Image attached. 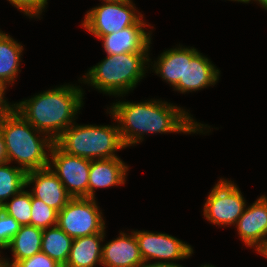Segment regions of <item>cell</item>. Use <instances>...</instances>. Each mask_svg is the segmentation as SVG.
Here are the masks:
<instances>
[{
  "label": "cell",
  "mask_w": 267,
  "mask_h": 267,
  "mask_svg": "<svg viewBox=\"0 0 267 267\" xmlns=\"http://www.w3.org/2000/svg\"><path fill=\"white\" fill-rule=\"evenodd\" d=\"M107 110L117 120L126 148L141 143L147 134L205 135L211 132L210 125L197 122L190 111L162 99H149L143 102L116 99Z\"/></svg>",
  "instance_id": "6da1fadb"
},
{
  "label": "cell",
  "mask_w": 267,
  "mask_h": 267,
  "mask_svg": "<svg viewBox=\"0 0 267 267\" xmlns=\"http://www.w3.org/2000/svg\"><path fill=\"white\" fill-rule=\"evenodd\" d=\"M85 91L76 84H64L15 102L14 109L35 129L55 141L78 118Z\"/></svg>",
  "instance_id": "7a4b0ae2"
},
{
  "label": "cell",
  "mask_w": 267,
  "mask_h": 267,
  "mask_svg": "<svg viewBox=\"0 0 267 267\" xmlns=\"http://www.w3.org/2000/svg\"><path fill=\"white\" fill-rule=\"evenodd\" d=\"M150 53L112 54L98 62L80 77V83L100 93L123 99L146 77Z\"/></svg>",
  "instance_id": "3957f363"
},
{
  "label": "cell",
  "mask_w": 267,
  "mask_h": 267,
  "mask_svg": "<svg viewBox=\"0 0 267 267\" xmlns=\"http://www.w3.org/2000/svg\"><path fill=\"white\" fill-rule=\"evenodd\" d=\"M8 162L18 164L25 172L49 167L54 141L35 129L13 109L0 120Z\"/></svg>",
  "instance_id": "277c9868"
},
{
  "label": "cell",
  "mask_w": 267,
  "mask_h": 267,
  "mask_svg": "<svg viewBox=\"0 0 267 267\" xmlns=\"http://www.w3.org/2000/svg\"><path fill=\"white\" fill-rule=\"evenodd\" d=\"M106 113H109L115 123L89 125L78 124L75 121L54 143L67 154L88 160L119 157L117 151L126 147L121 139L117 120L108 110Z\"/></svg>",
  "instance_id": "5b68a950"
},
{
  "label": "cell",
  "mask_w": 267,
  "mask_h": 267,
  "mask_svg": "<svg viewBox=\"0 0 267 267\" xmlns=\"http://www.w3.org/2000/svg\"><path fill=\"white\" fill-rule=\"evenodd\" d=\"M101 3L89 9L80 24L97 39L134 25L144 15L133 0Z\"/></svg>",
  "instance_id": "8992f818"
},
{
  "label": "cell",
  "mask_w": 267,
  "mask_h": 267,
  "mask_svg": "<svg viewBox=\"0 0 267 267\" xmlns=\"http://www.w3.org/2000/svg\"><path fill=\"white\" fill-rule=\"evenodd\" d=\"M247 201L234 181L220 178L203 204L204 218L220 227L235 225L243 214Z\"/></svg>",
  "instance_id": "52a82bcc"
},
{
  "label": "cell",
  "mask_w": 267,
  "mask_h": 267,
  "mask_svg": "<svg viewBox=\"0 0 267 267\" xmlns=\"http://www.w3.org/2000/svg\"><path fill=\"white\" fill-rule=\"evenodd\" d=\"M100 209L96 198H72L58 212L57 225L72 239L101 233L106 221Z\"/></svg>",
  "instance_id": "ba28073f"
},
{
  "label": "cell",
  "mask_w": 267,
  "mask_h": 267,
  "mask_svg": "<svg viewBox=\"0 0 267 267\" xmlns=\"http://www.w3.org/2000/svg\"><path fill=\"white\" fill-rule=\"evenodd\" d=\"M132 231L138 241L144 263H151L153 259L157 263H176L194 254L190 244L167 233L138 229Z\"/></svg>",
  "instance_id": "9c48e42d"
},
{
  "label": "cell",
  "mask_w": 267,
  "mask_h": 267,
  "mask_svg": "<svg viewBox=\"0 0 267 267\" xmlns=\"http://www.w3.org/2000/svg\"><path fill=\"white\" fill-rule=\"evenodd\" d=\"M91 160L67 154L55 143L50 151L49 168L57 175L72 198H88Z\"/></svg>",
  "instance_id": "30bf717a"
},
{
  "label": "cell",
  "mask_w": 267,
  "mask_h": 267,
  "mask_svg": "<svg viewBox=\"0 0 267 267\" xmlns=\"http://www.w3.org/2000/svg\"><path fill=\"white\" fill-rule=\"evenodd\" d=\"M221 71L195 47H185L184 81H179L173 90L186 94L212 87L218 83Z\"/></svg>",
  "instance_id": "8fae6325"
},
{
  "label": "cell",
  "mask_w": 267,
  "mask_h": 267,
  "mask_svg": "<svg viewBox=\"0 0 267 267\" xmlns=\"http://www.w3.org/2000/svg\"><path fill=\"white\" fill-rule=\"evenodd\" d=\"M142 16L134 25L125 29L104 35L98 39L102 41L107 55L123 53H150L152 42V26ZM148 23V24H147ZM149 27L151 30L147 31Z\"/></svg>",
  "instance_id": "7c38bea8"
},
{
  "label": "cell",
  "mask_w": 267,
  "mask_h": 267,
  "mask_svg": "<svg viewBox=\"0 0 267 267\" xmlns=\"http://www.w3.org/2000/svg\"><path fill=\"white\" fill-rule=\"evenodd\" d=\"M234 226L242 243L257 252L267 241V196L261 195L246 205Z\"/></svg>",
  "instance_id": "4fadbf2b"
},
{
  "label": "cell",
  "mask_w": 267,
  "mask_h": 267,
  "mask_svg": "<svg viewBox=\"0 0 267 267\" xmlns=\"http://www.w3.org/2000/svg\"><path fill=\"white\" fill-rule=\"evenodd\" d=\"M33 185V187L31 186ZM31 194L59 212L71 199L63 183L49 168L26 172V187Z\"/></svg>",
  "instance_id": "5bb4252c"
},
{
  "label": "cell",
  "mask_w": 267,
  "mask_h": 267,
  "mask_svg": "<svg viewBox=\"0 0 267 267\" xmlns=\"http://www.w3.org/2000/svg\"><path fill=\"white\" fill-rule=\"evenodd\" d=\"M119 232V236L102 245V267H141L144 264L133 231Z\"/></svg>",
  "instance_id": "9a60e30c"
},
{
  "label": "cell",
  "mask_w": 267,
  "mask_h": 267,
  "mask_svg": "<svg viewBox=\"0 0 267 267\" xmlns=\"http://www.w3.org/2000/svg\"><path fill=\"white\" fill-rule=\"evenodd\" d=\"M129 167L120 157L91 160L88 198L95 199V191L99 188L125 185Z\"/></svg>",
  "instance_id": "2e32d148"
},
{
  "label": "cell",
  "mask_w": 267,
  "mask_h": 267,
  "mask_svg": "<svg viewBox=\"0 0 267 267\" xmlns=\"http://www.w3.org/2000/svg\"><path fill=\"white\" fill-rule=\"evenodd\" d=\"M105 236L106 230L104 229L101 233L73 239L70 254L64 267L101 266L102 243L105 241Z\"/></svg>",
  "instance_id": "e0dca14e"
},
{
  "label": "cell",
  "mask_w": 267,
  "mask_h": 267,
  "mask_svg": "<svg viewBox=\"0 0 267 267\" xmlns=\"http://www.w3.org/2000/svg\"><path fill=\"white\" fill-rule=\"evenodd\" d=\"M149 67L150 72L152 69V72L173 88L179 81H184L185 46L179 44L175 48L164 50L156 61L149 57Z\"/></svg>",
  "instance_id": "ac0fdd59"
},
{
  "label": "cell",
  "mask_w": 267,
  "mask_h": 267,
  "mask_svg": "<svg viewBox=\"0 0 267 267\" xmlns=\"http://www.w3.org/2000/svg\"><path fill=\"white\" fill-rule=\"evenodd\" d=\"M24 47L11 35L0 30V84L13 86L21 72Z\"/></svg>",
  "instance_id": "d6986e66"
},
{
  "label": "cell",
  "mask_w": 267,
  "mask_h": 267,
  "mask_svg": "<svg viewBox=\"0 0 267 267\" xmlns=\"http://www.w3.org/2000/svg\"><path fill=\"white\" fill-rule=\"evenodd\" d=\"M43 229L32 225H21L6 249L12 253L11 262L10 258L0 256L3 260L7 261L12 267L25 258L32 257L34 254L41 252Z\"/></svg>",
  "instance_id": "ffe728a7"
},
{
  "label": "cell",
  "mask_w": 267,
  "mask_h": 267,
  "mask_svg": "<svg viewBox=\"0 0 267 267\" xmlns=\"http://www.w3.org/2000/svg\"><path fill=\"white\" fill-rule=\"evenodd\" d=\"M72 241L73 239L58 225L43 229L41 252L64 267L70 254Z\"/></svg>",
  "instance_id": "44dd1931"
},
{
  "label": "cell",
  "mask_w": 267,
  "mask_h": 267,
  "mask_svg": "<svg viewBox=\"0 0 267 267\" xmlns=\"http://www.w3.org/2000/svg\"><path fill=\"white\" fill-rule=\"evenodd\" d=\"M26 188V172L9 162L0 165V207Z\"/></svg>",
  "instance_id": "7402d4cb"
},
{
  "label": "cell",
  "mask_w": 267,
  "mask_h": 267,
  "mask_svg": "<svg viewBox=\"0 0 267 267\" xmlns=\"http://www.w3.org/2000/svg\"><path fill=\"white\" fill-rule=\"evenodd\" d=\"M0 209L13 217L20 225H30L31 192L23 188L18 194L11 197Z\"/></svg>",
  "instance_id": "603a6c76"
},
{
  "label": "cell",
  "mask_w": 267,
  "mask_h": 267,
  "mask_svg": "<svg viewBox=\"0 0 267 267\" xmlns=\"http://www.w3.org/2000/svg\"><path fill=\"white\" fill-rule=\"evenodd\" d=\"M58 212L31 194L30 225L47 229L57 225Z\"/></svg>",
  "instance_id": "cb8c5ba5"
},
{
  "label": "cell",
  "mask_w": 267,
  "mask_h": 267,
  "mask_svg": "<svg viewBox=\"0 0 267 267\" xmlns=\"http://www.w3.org/2000/svg\"><path fill=\"white\" fill-rule=\"evenodd\" d=\"M21 228V225L0 209V256L1 250H6L11 239Z\"/></svg>",
  "instance_id": "d4e9b609"
},
{
  "label": "cell",
  "mask_w": 267,
  "mask_h": 267,
  "mask_svg": "<svg viewBox=\"0 0 267 267\" xmlns=\"http://www.w3.org/2000/svg\"><path fill=\"white\" fill-rule=\"evenodd\" d=\"M12 6L24 15L34 19H41L42 12L46 10L48 0H7Z\"/></svg>",
  "instance_id": "484cf974"
},
{
  "label": "cell",
  "mask_w": 267,
  "mask_h": 267,
  "mask_svg": "<svg viewBox=\"0 0 267 267\" xmlns=\"http://www.w3.org/2000/svg\"><path fill=\"white\" fill-rule=\"evenodd\" d=\"M13 267H62L45 253H37L32 257L18 261Z\"/></svg>",
  "instance_id": "4316f807"
},
{
  "label": "cell",
  "mask_w": 267,
  "mask_h": 267,
  "mask_svg": "<svg viewBox=\"0 0 267 267\" xmlns=\"http://www.w3.org/2000/svg\"><path fill=\"white\" fill-rule=\"evenodd\" d=\"M6 90L7 87L0 84V120L14 109L15 103L8 102V99L5 97Z\"/></svg>",
  "instance_id": "83f0119b"
},
{
  "label": "cell",
  "mask_w": 267,
  "mask_h": 267,
  "mask_svg": "<svg viewBox=\"0 0 267 267\" xmlns=\"http://www.w3.org/2000/svg\"><path fill=\"white\" fill-rule=\"evenodd\" d=\"M8 162L6 148H5V140L0 130V165Z\"/></svg>",
  "instance_id": "f1b7e54d"
},
{
  "label": "cell",
  "mask_w": 267,
  "mask_h": 267,
  "mask_svg": "<svg viewBox=\"0 0 267 267\" xmlns=\"http://www.w3.org/2000/svg\"><path fill=\"white\" fill-rule=\"evenodd\" d=\"M141 267H184L180 265L179 263H157V262H151V263H144Z\"/></svg>",
  "instance_id": "f546056e"
},
{
  "label": "cell",
  "mask_w": 267,
  "mask_h": 267,
  "mask_svg": "<svg viewBox=\"0 0 267 267\" xmlns=\"http://www.w3.org/2000/svg\"><path fill=\"white\" fill-rule=\"evenodd\" d=\"M257 2L259 6H261L263 9L267 10V0H245L244 4H249L250 2Z\"/></svg>",
  "instance_id": "4dcf8cb0"
},
{
  "label": "cell",
  "mask_w": 267,
  "mask_h": 267,
  "mask_svg": "<svg viewBox=\"0 0 267 267\" xmlns=\"http://www.w3.org/2000/svg\"><path fill=\"white\" fill-rule=\"evenodd\" d=\"M258 254H260L262 257H265L267 259V241L264 243V245L257 251Z\"/></svg>",
  "instance_id": "1f68e13d"
},
{
  "label": "cell",
  "mask_w": 267,
  "mask_h": 267,
  "mask_svg": "<svg viewBox=\"0 0 267 267\" xmlns=\"http://www.w3.org/2000/svg\"><path fill=\"white\" fill-rule=\"evenodd\" d=\"M0 267H12L7 261L0 257Z\"/></svg>",
  "instance_id": "d6a6232c"
},
{
  "label": "cell",
  "mask_w": 267,
  "mask_h": 267,
  "mask_svg": "<svg viewBox=\"0 0 267 267\" xmlns=\"http://www.w3.org/2000/svg\"><path fill=\"white\" fill-rule=\"evenodd\" d=\"M200 267H216V266H214V265H212V264H211V265H210V264H208V265L205 264V265H201Z\"/></svg>",
  "instance_id": "836d02e7"
},
{
  "label": "cell",
  "mask_w": 267,
  "mask_h": 267,
  "mask_svg": "<svg viewBox=\"0 0 267 267\" xmlns=\"http://www.w3.org/2000/svg\"><path fill=\"white\" fill-rule=\"evenodd\" d=\"M102 2H115V1H119V0H100Z\"/></svg>",
  "instance_id": "e575fe53"
},
{
  "label": "cell",
  "mask_w": 267,
  "mask_h": 267,
  "mask_svg": "<svg viewBox=\"0 0 267 267\" xmlns=\"http://www.w3.org/2000/svg\"><path fill=\"white\" fill-rule=\"evenodd\" d=\"M229 1H234V2H240V3H244L245 0H229Z\"/></svg>",
  "instance_id": "d590c367"
}]
</instances>
